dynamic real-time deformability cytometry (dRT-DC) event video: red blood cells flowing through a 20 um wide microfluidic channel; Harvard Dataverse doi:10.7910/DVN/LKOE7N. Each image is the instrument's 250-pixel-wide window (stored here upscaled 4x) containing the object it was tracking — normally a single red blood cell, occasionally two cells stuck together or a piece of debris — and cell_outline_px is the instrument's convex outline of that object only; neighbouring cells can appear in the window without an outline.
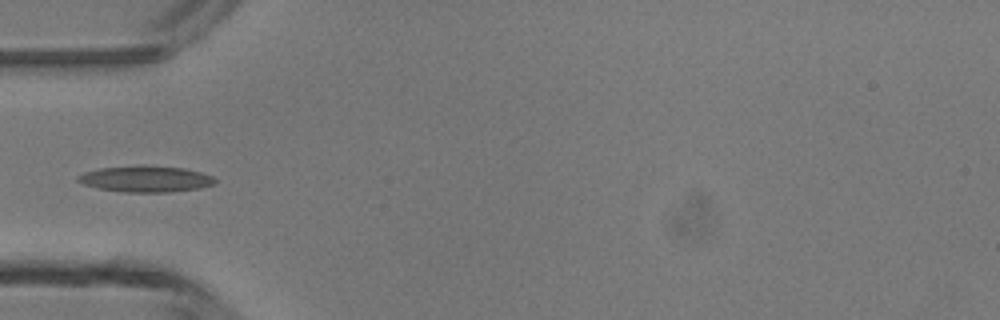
{"species": "common noctule bat (a hibernating species)", "species_latin": "Nyctalus noctula", "temperature_condition": "room temperature", "stored_images_in_passage": 4, "camera_frame_rate_fps": 3000, "um_per_image_px": 0.085, "animal": {"sex": "male", "body_mass_g": 13.3}, "frame": {"image": 1, "passage_image": 3, "time_ms": 3.0, "image_size_px": [1000, 320], "cell_outline_px": [[216, 184], [200, 188], [168, 192], [124, 192], [100, 188], [84, 184], [76, 180], [76, 176], [84, 172], [100, 168], [140, 164], [144, 164], [184, 168], [200, 172], [212, 176], [216, 180]], "centroid_in_image_um": [12.39, 15.19], "position_along_channel_um": 72.6, "area_um2": 21.15}}